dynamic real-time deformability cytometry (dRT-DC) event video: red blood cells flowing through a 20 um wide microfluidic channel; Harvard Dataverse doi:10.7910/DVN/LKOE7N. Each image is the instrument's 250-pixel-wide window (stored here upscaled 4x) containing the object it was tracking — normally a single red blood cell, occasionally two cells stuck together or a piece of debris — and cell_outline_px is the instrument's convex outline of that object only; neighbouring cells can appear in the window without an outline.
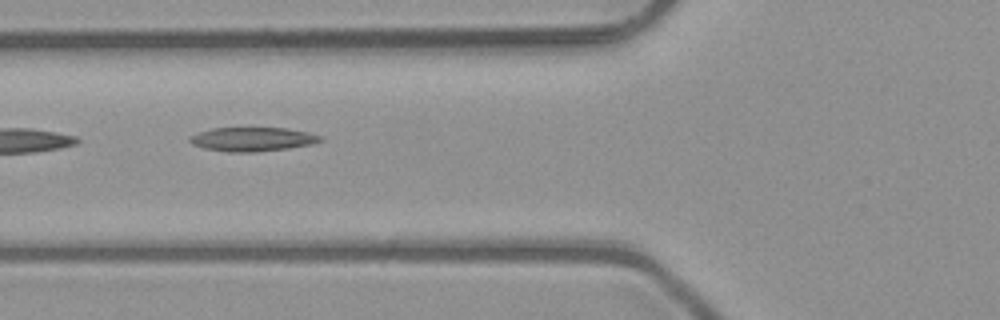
{"species": "common noctule bat (a hibernating species)", "species_latin": "Nyctalus noctula", "temperature_condition": "room temperature", "stored_images_in_passage": 5, "camera_frame_rate_fps": 3000, "um_per_image_px": 0.085, "animal": {"sex": "male", "body_mass_g": 23.1, "forearm_length_mm": 52.7}, "frame": {"image": 1, "passage_image": 3, "time_ms": 0.667, "image_size_px": [1000, 320], "cell_outline_px": [[324, 140], [312, 144], [288, 148], [256, 152], [228, 152], [204, 148], [192, 144], [188, 140], [188, 136], [196, 132], [212, 128], [288, 128], [308, 132], [324, 136]], "centroid_in_image_um": [21.45, 11.83], "position_along_channel_um": 104.3, "area_um2": 18.5}}
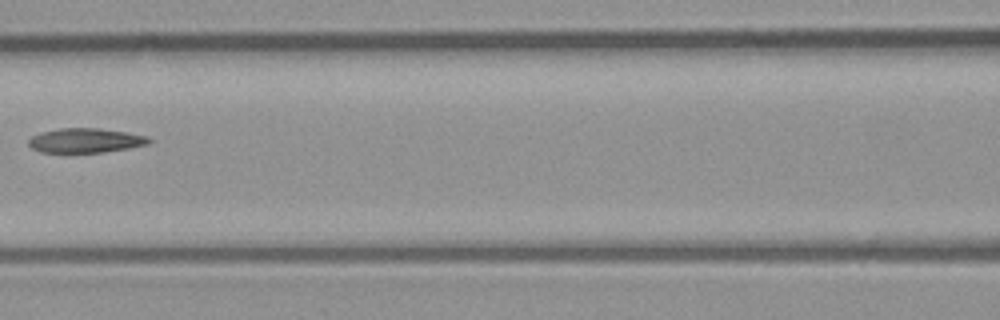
{"frame": {"image": 2, "passage_image": 4, "time_ms": 1.0, "image_size_px": [1000, 320], "cell_outline_px": [[152, 140], [148, 144], [128, 148], [104, 152], [40, 152], [32, 148], [28, 144], [28, 140], [32, 136], [40, 132], [60, 128], [100, 128], [148, 136]], "centroid_in_image_um": [7.25, 11.93], "position_along_channel_um": 159.3, "area_um2": 17.11}}
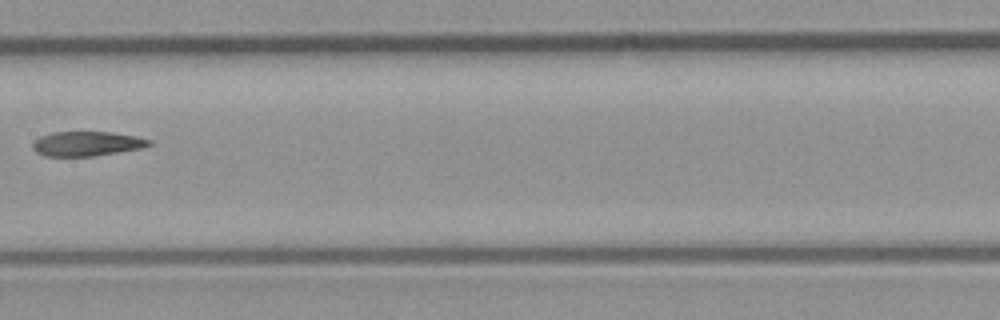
{"frame": {"image": 3, "passage_image": 5, "time_ms": 1.333, "image_size_px": [1000, 320], "cell_outline_px": [[152, 144], [140, 148], [92, 156], [44, 156], [36, 152], [32, 148], [32, 144], [40, 136], [52, 132], [112, 132], [136, 136], [152, 140]], "centroid_in_image_um": [7.36, 12.21], "position_along_channel_um": 200.0, "area_um2": 16.59}}